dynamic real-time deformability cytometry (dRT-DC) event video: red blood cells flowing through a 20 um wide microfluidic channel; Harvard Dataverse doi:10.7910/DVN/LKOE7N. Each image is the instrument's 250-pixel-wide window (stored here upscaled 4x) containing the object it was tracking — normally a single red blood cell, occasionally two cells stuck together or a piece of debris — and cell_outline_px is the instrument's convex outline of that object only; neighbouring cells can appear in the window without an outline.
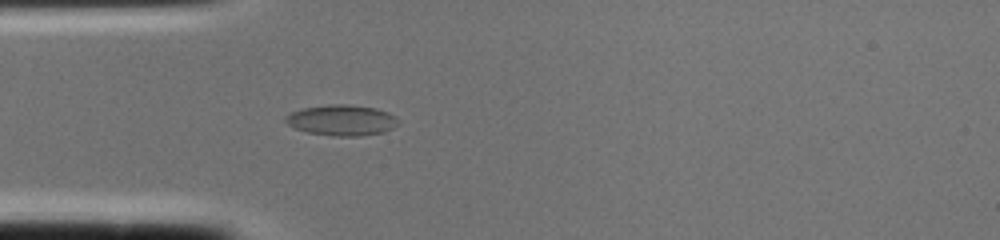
{"species": "common noctule bat (a hibernating species)", "species_latin": "Nyctalus noctula", "temperature_condition": "cold", "stored_images_in_passage": 3, "camera_frame_rate_fps": 3000, "um_per_image_px": 0.085, "animal": {"sex": "female", "body_mass_g": 22.0, "forearm_length_mm": 56.7}, "frame": {"image": 1, "passage_image": 2, "time_ms": 0.333, "image_size_px": [1000, 240], "cell_outline_px": [[396, 124], [392, 128], [384, 132], [360, 136], [332, 136], [308, 132], [296, 128], [288, 124], [284, 120], [284, 116], [292, 112], [304, 108], [328, 104], [348, 104], [376, 108], [388, 112], [396, 116]], "centroid_in_image_um": [29.04, 10.21], "position_along_channel_um": 56.0, "area_um2": 20.11}}